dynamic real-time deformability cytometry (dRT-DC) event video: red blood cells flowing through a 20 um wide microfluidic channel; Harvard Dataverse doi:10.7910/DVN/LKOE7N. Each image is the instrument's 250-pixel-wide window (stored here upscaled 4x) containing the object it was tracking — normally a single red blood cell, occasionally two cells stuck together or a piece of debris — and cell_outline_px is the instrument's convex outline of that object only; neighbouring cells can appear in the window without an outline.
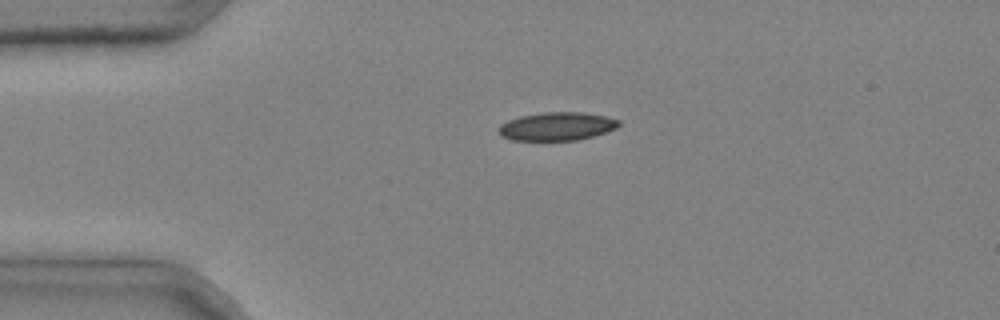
{"species": "common noctule bat (a hibernating species)", "species_latin": "Nyctalus noctula", "temperature_condition": "cold", "stored_images_in_passage": 3, "camera_frame_rate_fps": 3000, "um_per_image_px": 0.085, "animal": {"sex": "male", "body_mass_g": 20.4}, "frame": {"image": 1, "passage_image": 1, "time_ms": 0.0, "image_size_px": [1000, 320], "cell_outline_px": [[620, 124], [616, 128], [592, 136], [576, 140], [512, 140], [500, 136], [500, 124], [508, 120], [520, 116], [544, 112], [584, 112], [604, 116], [620, 120]], "centroid_in_image_um": [47.33, 10.73], "position_along_channel_um": 37.7, "area_um2": 19.65}}